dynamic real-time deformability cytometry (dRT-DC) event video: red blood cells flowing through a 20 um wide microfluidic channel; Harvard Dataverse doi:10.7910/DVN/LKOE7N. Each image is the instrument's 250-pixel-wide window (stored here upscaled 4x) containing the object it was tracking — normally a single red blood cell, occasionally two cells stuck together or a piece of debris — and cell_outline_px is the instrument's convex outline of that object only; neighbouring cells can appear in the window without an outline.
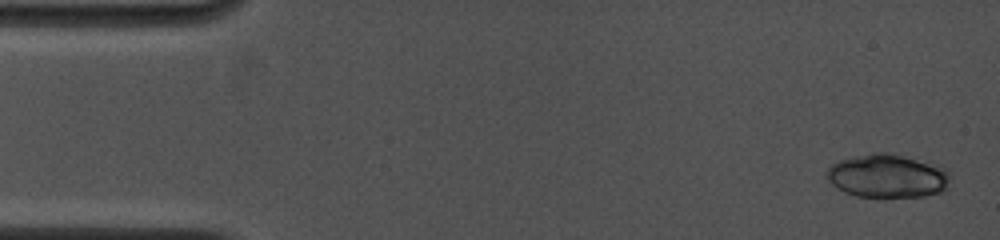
{"species": "common noctule bat (a hibernating species)", "species_latin": "Nyctalus noctula", "temperature_condition": "cold", "stored_images_in_passage": 12, "camera_frame_rate_fps": 4500, "um_per_image_px": 0.085, "animal": {"sex": "female", "body_mass_g": 19.0, "forearm_length_mm": 53.3}, "frame": {"image": 1, "passage_image": 1, "time_ms": 0.0, "image_size_px": [1000, 240], "cell_outline_px": [[948, 188], [944, 192], [924, 196], [884, 200], [856, 196], [844, 192], [836, 188], [828, 180], [824, 172], [832, 164], [840, 160], [872, 152], [888, 152], [944, 168], [948, 172]], "centroid_in_image_um": [75.39, 15.02], "position_along_channel_um": 9.6, "area_um2": 31.96}}